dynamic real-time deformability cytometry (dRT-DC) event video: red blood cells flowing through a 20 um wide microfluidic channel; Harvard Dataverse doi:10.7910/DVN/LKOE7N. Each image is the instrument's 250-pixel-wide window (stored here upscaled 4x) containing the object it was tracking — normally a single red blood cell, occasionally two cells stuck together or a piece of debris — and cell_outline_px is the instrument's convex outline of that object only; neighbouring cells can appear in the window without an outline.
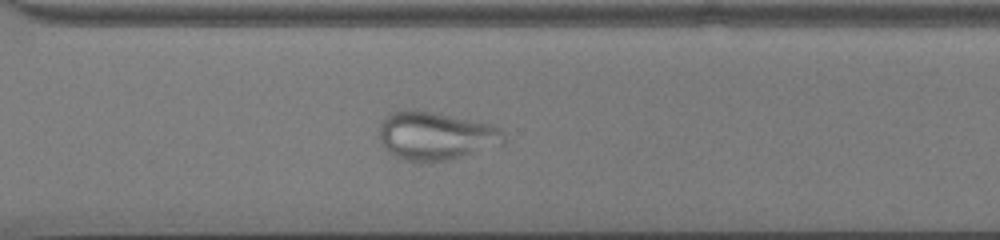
{"species": "common noctule bat (a hibernating species)", "species_latin": "Nyctalus noctula", "temperature_condition": "cold", "stored_images_in_passage": 46, "camera_frame_rate_fps": 3000, "um_per_image_px": 0.085, "animal": {"sex": "male", "body_mass_g": 13.0, "forearm_length_mm": 53.1}, "frame": {"image": 1, "passage_image": 33, "time_ms": 10.667, "image_size_px": [1000, 240], "cell_outline_px": [[508, 136], [504, 144], [448, 160], [428, 164], [404, 160], [392, 156], [384, 148], [376, 136], [380, 124], [384, 116], [392, 112], [404, 108], [408, 108], [432, 112], [492, 124], [508, 132]], "centroid_in_image_um": [37.0, 11.56], "position_along_channel_um": 333.6, "area_um2": 36.24}}